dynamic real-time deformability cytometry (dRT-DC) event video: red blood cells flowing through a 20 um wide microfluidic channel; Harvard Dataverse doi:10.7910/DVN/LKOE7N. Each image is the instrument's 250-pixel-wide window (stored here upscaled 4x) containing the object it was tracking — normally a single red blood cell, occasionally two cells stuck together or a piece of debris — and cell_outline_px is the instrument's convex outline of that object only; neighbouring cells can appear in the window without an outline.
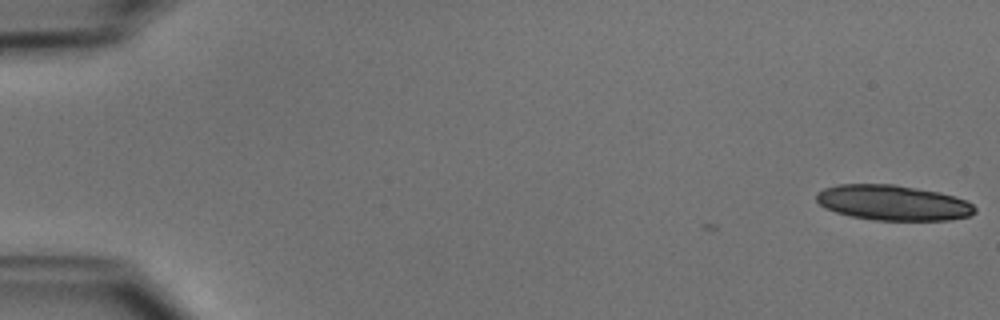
{"species": "common noctule bat (a hibernating species)", "species_latin": "Nyctalus noctula", "temperature_condition": "cold", "stored_images_in_passage": 5, "camera_frame_rate_fps": 3000, "um_per_image_px": 0.085, "animal": {"sex": "male", "body_mass_g": 15.6}, "frame": {"image": 1, "passage_image": 1, "time_ms": 0.0, "image_size_px": [1000, 320], "cell_outline_px": [[976, 212], [972, 216], [952, 220], [876, 220], [852, 216], [836, 212], [824, 208], [816, 200], [816, 192], [824, 188], [836, 184], [892, 184], [940, 192], [956, 196], [972, 204], [976, 208]], "centroid_in_image_um": [75.92, 17.23], "position_along_channel_um": 9.1, "area_um2": 32.77}}